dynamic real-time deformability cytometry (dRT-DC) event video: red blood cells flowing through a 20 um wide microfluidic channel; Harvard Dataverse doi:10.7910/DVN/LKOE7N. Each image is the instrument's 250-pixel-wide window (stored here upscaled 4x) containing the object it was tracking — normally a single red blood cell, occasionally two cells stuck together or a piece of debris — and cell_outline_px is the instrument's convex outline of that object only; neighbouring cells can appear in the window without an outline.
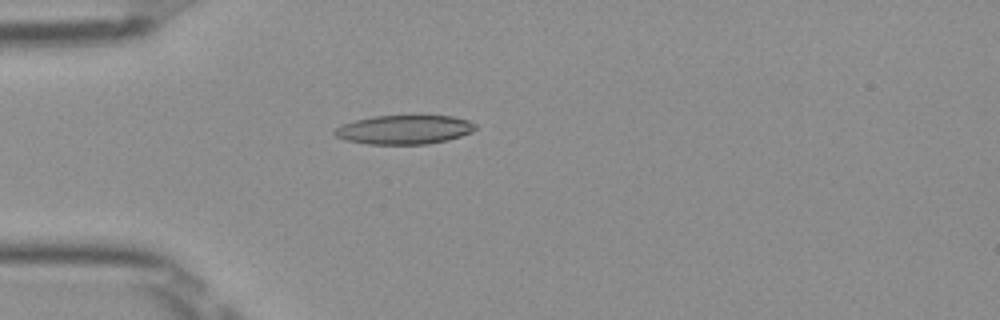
{"species": "Egyptian fruit bat (a non-hibernating species)", "species_latin": "Rousettus aegyptiacus", "temperature_condition": "room temperature", "stored_images_in_passage": 52, "camera_frame_rate_fps": 3000, "um_per_image_px": 0.085, "frame": {"image": 1, "passage_image": 15, "time_ms": 4.667, "image_size_px": [1000, 320], "cell_outline_px": [[476, 128], [472, 132], [448, 140], [428, 144], [368, 144], [344, 140], [336, 136], [332, 132], [336, 128], [344, 124], [356, 120], [372, 116], [452, 116], [468, 120], [476, 124]], "centroid_in_image_um": [34.37, 11.02], "position_along_channel_um": 50.6, "area_um2": 23.76}}
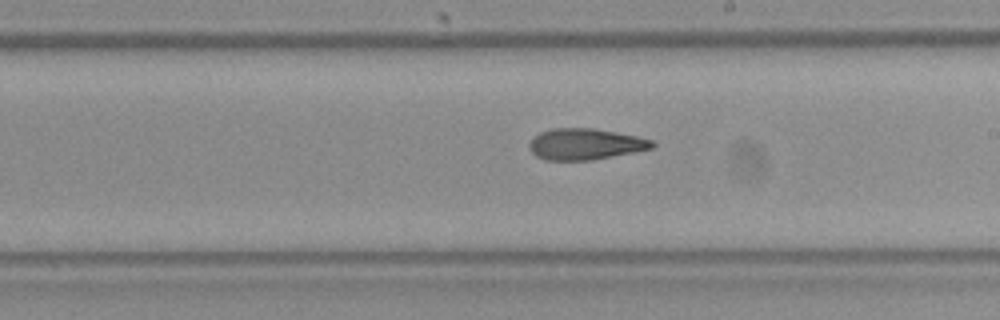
{"frame": {"image": 2, "passage_image": 30, "time_ms": 9.667, "image_size_px": [1000, 320], "cell_outline_px": [[656, 144], [652, 148], [636, 152], [592, 160], [544, 160], [536, 156], [528, 148], [528, 144], [540, 132], [552, 128], [592, 128], [616, 132], [636, 136], [652, 140]], "centroid_in_image_um": [49.75, 12.25], "position_along_channel_um": 239.3, "area_um2": 22.37}}
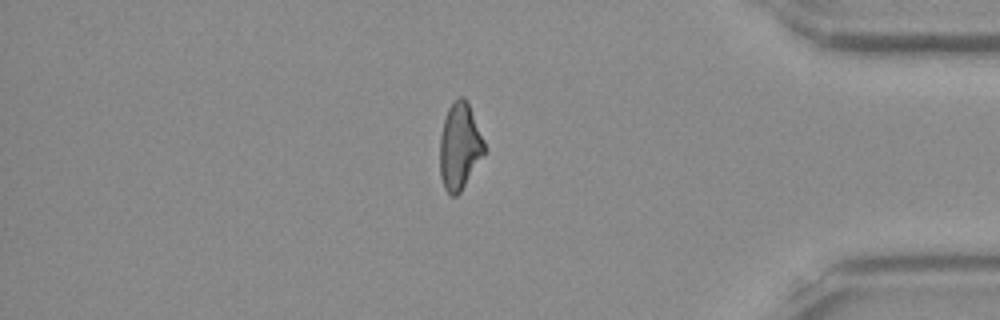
{"frame": {"image": 3, "passage_image": 44, "time_ms": 14.333, "image_size_px": [1000, 320], "cell_outline_px": [[484, 152], [460, 192], [456, 196], [452, 196], [444, 188], [440, 176], [440, 136], [444, 120], [448, 108], [460, 96], [464, 96], [468, 104], [484, 140]], "centroid_in_image_um": [39.04, 12.45], "position_along_channel_um": 396.2, "area_um2": 21.85}, "authors_computed_cell_mechanics": {"area_um2": 22.7443, "velocity_mm_per_s": 4.0028, "shape_relaxation_time_tau1_ms": null, "shape_relaxation_time_tau2_ms": 4.1391, "deformation_change_tau1": null, "deformation_change_tau2": 0.1386}}